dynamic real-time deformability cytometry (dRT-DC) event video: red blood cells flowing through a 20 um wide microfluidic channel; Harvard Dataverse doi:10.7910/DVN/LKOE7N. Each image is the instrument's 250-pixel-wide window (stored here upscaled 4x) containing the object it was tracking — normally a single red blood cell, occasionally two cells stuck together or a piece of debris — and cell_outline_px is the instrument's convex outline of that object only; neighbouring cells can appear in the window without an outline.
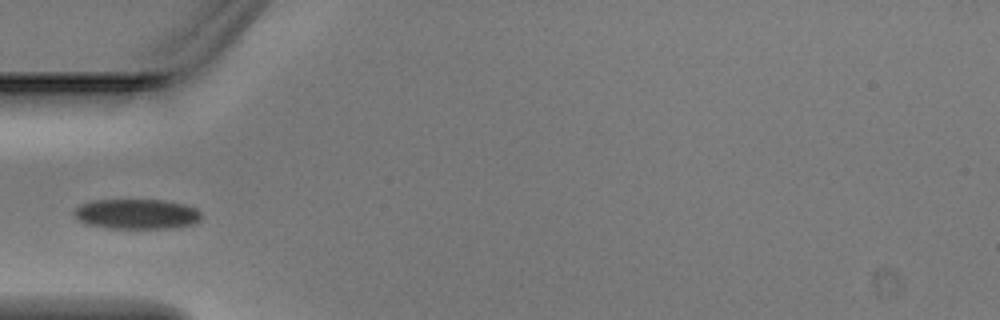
{"species": "Egyptian fruit bat (a non-hibernating species)", "species_latin": "Rousettus aegyptiacus", "temperature_condition": "warm", "stored_images_in_passage": 4, "camera_frame_rate_fps": 3000, "um_per_image_px": 0.085, "animal": {"sex": "male"}, "frame": {"image": 1, "passage_image": 4, "time_ms": 1.0, "image_size_px": [1000, 320], "cell_outline_px": [[204, 216], [200, 220], [192, 224], [172, 228], [108, 228], [88, 224], [72, 216], [72, 212], [80, 204], [92, 200], [164, 200], [184, 204], [196, 208]], "centroid_in_image_um": [11.62, 18.19], "position_along_channel_um": 73.4, "area_um2": 22.43}}